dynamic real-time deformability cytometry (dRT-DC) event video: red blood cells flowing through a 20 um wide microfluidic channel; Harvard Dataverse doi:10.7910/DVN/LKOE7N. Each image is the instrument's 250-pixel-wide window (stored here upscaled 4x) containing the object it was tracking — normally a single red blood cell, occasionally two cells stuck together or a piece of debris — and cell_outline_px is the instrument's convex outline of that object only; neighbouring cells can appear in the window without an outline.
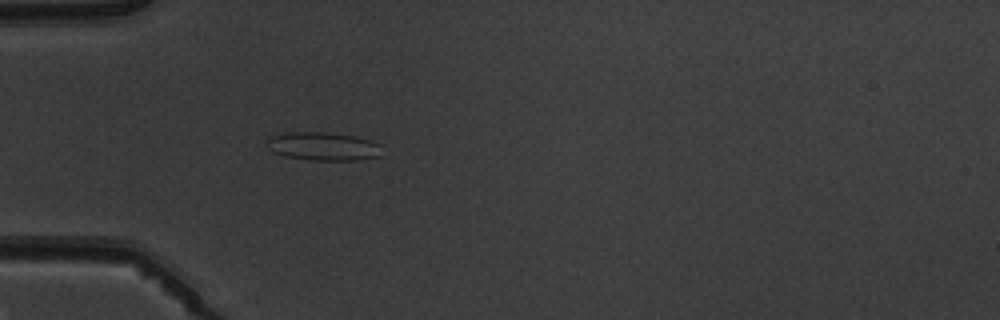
{"species": "common noctule bat (a hibernating species)", "species_latin": "Nyctalus noctula", "temperature_condition": "warm", "stored_images_in_passage": 3, "camera_frame_rate_fps": 3000, "um_per_image_px": 0.085, "animal": {"sex": "male", "body_mass_g": 19.5, "forearm_length_mm": 54.6}, "frame": {"image": 1, "passage_image": 3, "time_ms": 2.333, "image_size_px": [1000, 320], "cell_outline_px": [[384, 156], [360, 160], [312, 160], [284, 156], [272, 152], [268, 148], [268, 140], [272, 136], [284, 132], [324, 132], [356, 136], [372, 140], [380, 144]], "centroid_in_image_um": [27.54, 12.44], "position_along_channel_um": 57.5, "area_um2": 19.31}}